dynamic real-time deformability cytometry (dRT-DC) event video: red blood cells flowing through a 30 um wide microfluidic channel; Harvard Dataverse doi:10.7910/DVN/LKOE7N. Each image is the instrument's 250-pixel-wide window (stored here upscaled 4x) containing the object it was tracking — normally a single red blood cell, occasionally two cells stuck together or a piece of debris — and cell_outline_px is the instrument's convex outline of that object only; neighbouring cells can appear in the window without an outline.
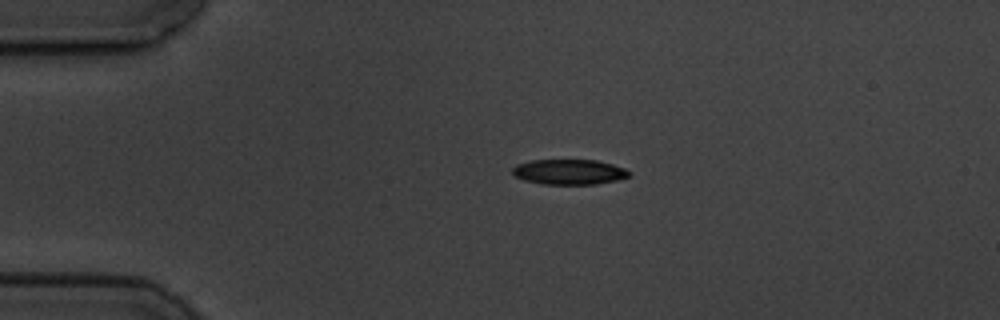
{"species": "common noctule bat (a hibernating species)", "species_latin": "Nyctalus noctula", "temperature_condition": "cold", "stored_images_in_passage": 2, "camera_frame_rate_fps": 3000, "um_per_image_px": 0.085, "animal": {"sex": "male", "body_mass_g": 19.5, "forearm_length_mm": 54.6}, "frame": {"image": 1, "passage_image": 1, "time_ms": 0.0, "image_size_px": [1000, 320], "cell_outline_px": [[632, 176], [616, 180], [596, 184], [540, 184], [524, 180], [516, 176], [512, 172], [512, 168], [516, 164], [532, 160], [596, 160], [612, 164], [624, 168], [632, 172]], "centroid_in_image_um": [48.39, 14.61], "position_along_channel_um": 36.6, "area_um2": 17.22}}